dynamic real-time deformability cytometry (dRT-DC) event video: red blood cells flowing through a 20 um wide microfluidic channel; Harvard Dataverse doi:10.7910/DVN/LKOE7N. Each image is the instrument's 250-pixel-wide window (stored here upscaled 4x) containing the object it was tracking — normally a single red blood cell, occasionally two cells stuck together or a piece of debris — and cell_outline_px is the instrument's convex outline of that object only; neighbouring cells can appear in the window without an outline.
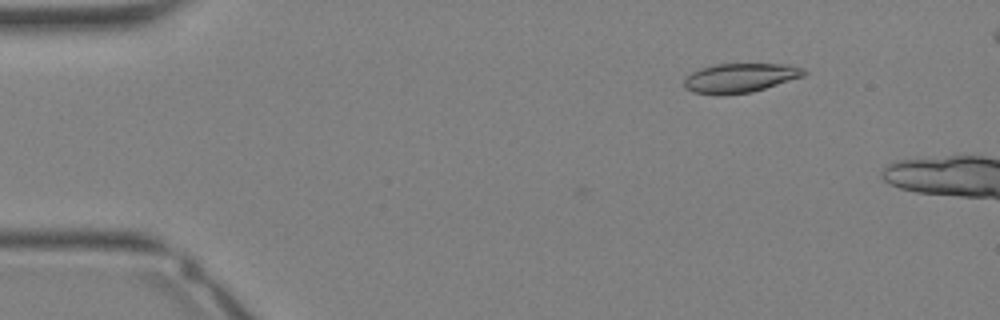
{"species": "Egyptian fruit bat (a non-hibernating species)", "species_latin": "Rousettus aegyptiacus", "temperature_condition": "warm", "stored_images_in_passage": 9, "camera_frame_rate_fps": 3000, "um_per_image_px": 0.085, "animal": {"sex": "female"}, "frame": {"image": 1, "passage_image": 4, "time_ms": 1.0, "image_size_px": [1000, 320], "cell_outline_px": [[808, 72], [804, 76], [752, 92], [720, 96], [692, 92], [684, 88], [684, 76], [700, 68], [716, 64], [788, 64], [804, 68]], "centroid_in_image_um": [62.88, 6.63], "position_along_channel_um": 22.1, "area_um2": 20.75}}